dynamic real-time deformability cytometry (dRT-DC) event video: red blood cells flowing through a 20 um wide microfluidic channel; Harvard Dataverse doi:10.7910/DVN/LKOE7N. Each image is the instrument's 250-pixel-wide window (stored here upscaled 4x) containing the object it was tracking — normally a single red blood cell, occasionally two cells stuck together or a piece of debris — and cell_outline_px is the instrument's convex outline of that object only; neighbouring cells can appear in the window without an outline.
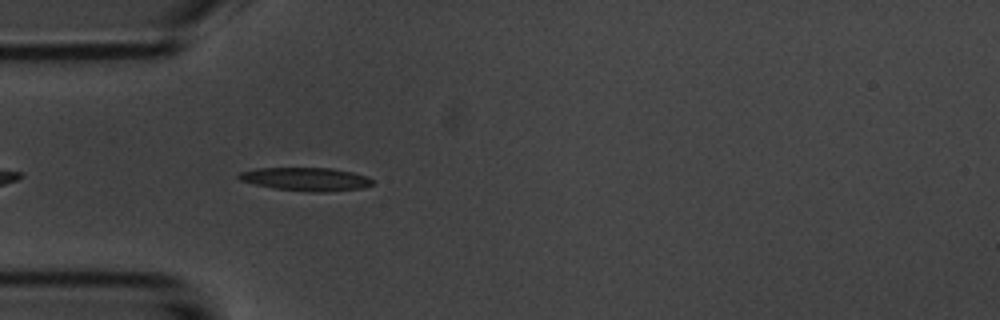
{"species": "common noctule bat (a hibernating species)", "species_latin": "Nyctalus noctula", "temperature_condition": "room temperature", "stored_images_in_passage": 42, "camera_frame_rate_fps": 3000, "um_per_image_px": 0.085, "animal": {"sex": "male", "body_mass_g": 20.1, "forearm_length_mm": 53.5}, "frame": {"image": 1, "passage_image": 4, "time_ms": 1.0, "image_size_px": [1000, 320], "cell_outline_px": [[372, 184], [360, 188], [328, 192], [312, 192], [276, 188], [256, 184], [240, 180], [236, 176], [240, 172], [256, 168], [332, 168], [352, 172], [368, 176], [372, 180]], "centroid_in_image_um": [26.01, 15.22], "position_along_channel_um": 59.0, "area_um2": 17.98}}
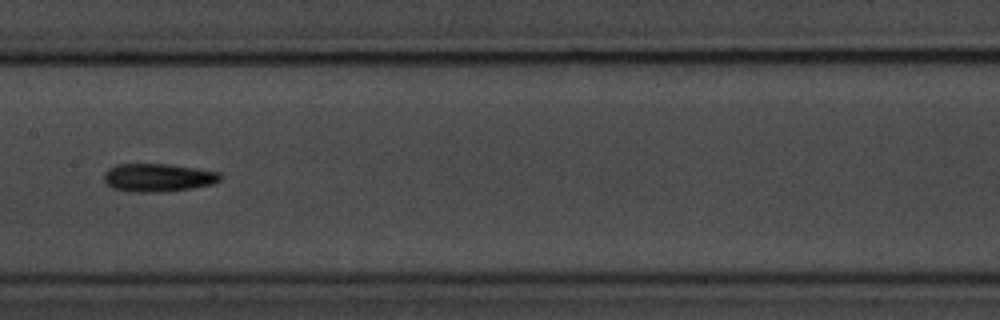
{"frame": {"image": 2, "passage_image": 15, "time_ms": 4.667, "image_size_px": [1000, 320], "cell_outline_px": [[220, 180], [212, 184], [188, 188], [160, 192], [132, 192], [112, 188], [104, 180], [104, 172], [108, 168], [116, 164], [168, 164], [196, 168], [220, 172]], "centroid_in_image_um": [13.39, 15.09], "position_along_channel_um": 194.0, "area_um2": 18.96}}
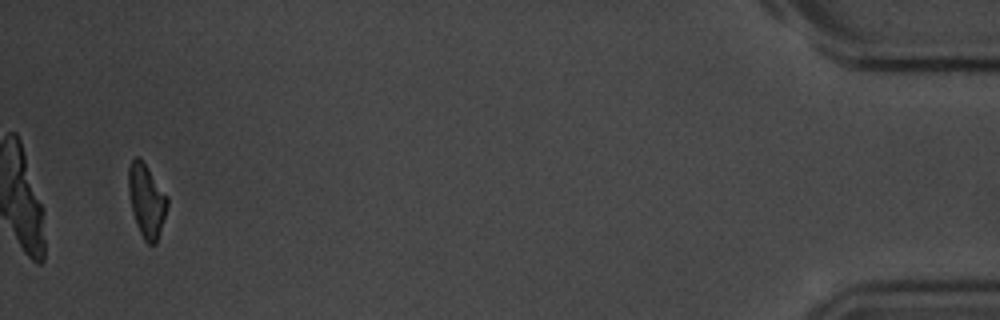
{"frame": {"image": 3, "passage_image": 40, "time_ms": 13.0, "image_size_px": [1000, 320], "cell_outline_px": [[168, 204], [156, 244], [148, 244], [144, 240], [136, 224], [128, 192], [128, 168], [132, 160], [136, 156], [140, 156], [168, 196]], "centroid_in_image_um": [12.45, 17.01], "position_along_channel_um": 422.7, "area_um2": 16.53}, "authors_computed_cell_mechanics": {"area_um2": 17.4556, "velocity_mm_per_s": 3.7407, "shape_relaxation_time_tau1_ms": 2.4745, "shape_relaxation_time_tau2_ms": 10.7201, "deformation_change_tau1": 0.1431, "deformation_change_tau2": 0.2508}}